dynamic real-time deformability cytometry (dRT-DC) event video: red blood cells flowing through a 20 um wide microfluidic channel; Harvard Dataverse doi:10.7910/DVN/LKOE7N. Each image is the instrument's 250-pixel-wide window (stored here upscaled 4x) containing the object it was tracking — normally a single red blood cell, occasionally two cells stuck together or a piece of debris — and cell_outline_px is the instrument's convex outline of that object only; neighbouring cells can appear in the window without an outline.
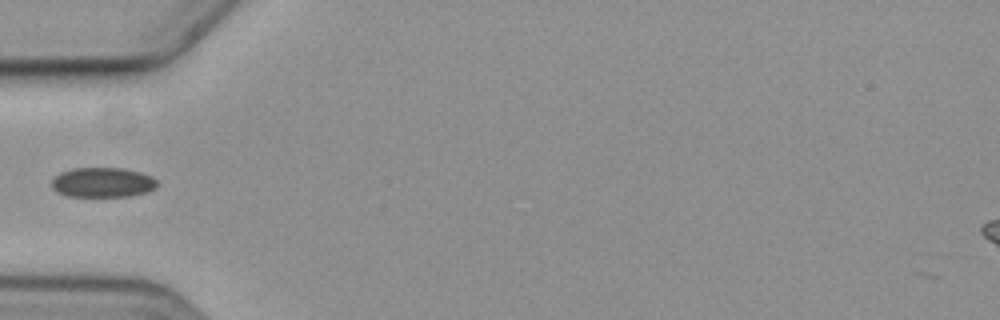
{"species": "common noctule bat (a hibernating species)", "species_latin": "Nyctalus noctula", "temperature_condition": "cold", "stored_images_in_passage": 3, "camera_frame_rate_fps": 3000, "um_per_image_px": 0.085, "animal": {"sex": "female", "body_mass_g": 19.3, "forearm_length_mm": 54.1}, "frame": {"image": 1, "passage_image": 3, "time_ms": 2.333, "image_size_px": [1000, 320], "cell_outline_px": [[156, 188], [148, 192], [128, 196], [68, 196], [56, 192], [52, 188], [52, 180], [60, 172], [72, 168], [120, 168], [140, 172], [152, 176], [156, 180]], "centroid_in_image_um": [8.71, 15.5], "position_along_channel_um": 76.3, "area_um2": 18.32}}